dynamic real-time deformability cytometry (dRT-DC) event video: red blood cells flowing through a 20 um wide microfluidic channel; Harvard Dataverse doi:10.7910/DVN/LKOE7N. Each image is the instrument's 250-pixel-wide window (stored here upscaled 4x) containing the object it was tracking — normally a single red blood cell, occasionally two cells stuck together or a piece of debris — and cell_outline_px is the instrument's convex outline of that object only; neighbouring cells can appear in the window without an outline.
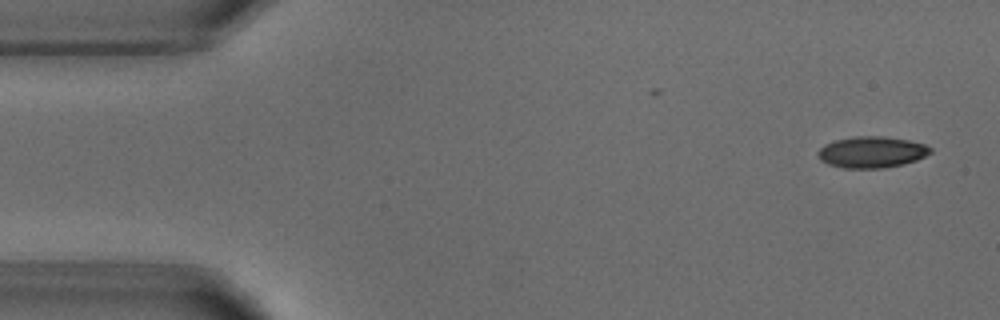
{"species": "common noctule bat (a hibernating species)", "species_latin": "Nyctalus noctula", "temperature_condition": "warm", "stored_images_in_passage": 4, "camera_frame_rate_fps": 3000, "um_per_image_px": 0.085, "animal": {"sex": "male", "body_mass_g": 18.8}, "frame": {"image": 1, "passage_image": 1, "time_ms": 0.0, "image_size_px": [1000, 320], "cell_outline_px": [[932, 152], [916, 160], [904, 164], [880, 168], [844, 168], [828, 164], [820, 160], [816, 152], [824, 144], [836, 140], [856, 136], [884, 136], [908, 140], [924, 144], [932, 148]], "centroid_in_image_um": [74.08, 12.93], "position_along_channel_um": 10.9, "area_um2": 20.52}}
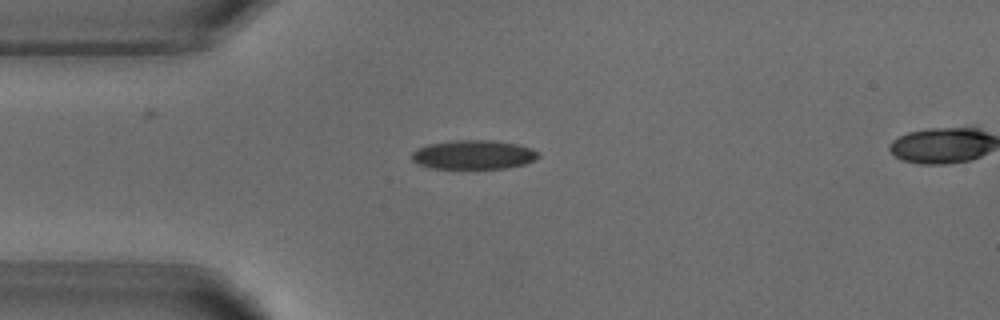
{"frame": {"image": 2, "passage_image": 3, "time_ms": 3.333, "image_size_px": [1000, 320], "cell_outline_px": [[540, 156], [524, 164], [508, 168], [428, 168], [416, 164], [412, 160], [412, 152], [428, 144], [456, 140], [488, 140], [516, 144], [532, 148], [540, 152]], "centroid_in_image_um": [40.24, 13.15], "position_along_channel_um": 44.8, "area_um2": 21.39}}